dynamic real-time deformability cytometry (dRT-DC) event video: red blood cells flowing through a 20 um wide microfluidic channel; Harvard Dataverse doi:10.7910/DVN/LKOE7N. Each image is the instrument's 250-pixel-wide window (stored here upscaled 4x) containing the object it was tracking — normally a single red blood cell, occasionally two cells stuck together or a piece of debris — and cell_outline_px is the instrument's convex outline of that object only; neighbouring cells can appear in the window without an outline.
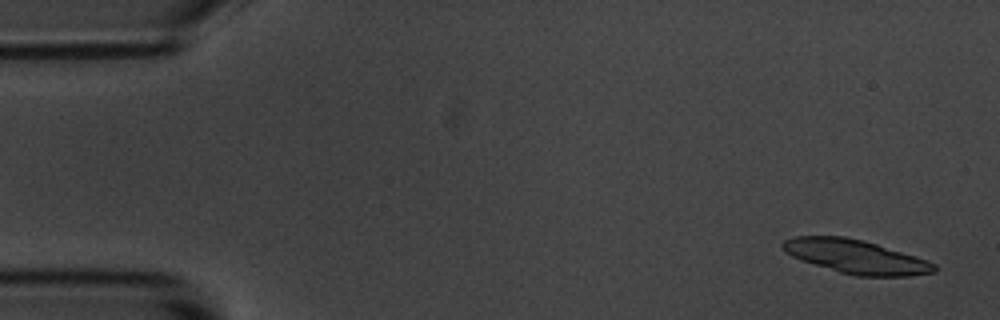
{"species": "common noctule bat (a hibernating species)", "species_latin": "Nyctalus noctula", "temperature_condition": "room temperature", "stored_images_in_passage": 57, "camera_frame_rate_fps": 3000, "um_per_image_px": 0.085, "animal": {"sex": "male", "body_mass_g": 20.1, "forearm_length_mm": 53.5}, "frame": {"image": 1, "passage_image": 3, "time_ms": 0.667, "image_size_px": [1000, 320], "cell_outline_px": [[936, 272], [908, 276], [856, 276], [840, 272], [800, 260], [784, 252], [780, 244], [784, 240], [796, 236], [844, 236], [864, 240], [916, 256], [936, 264]], "centroid_in_image_um": [72.73, 21.81], "position_along_channel_um": 12.3, "area_um2": 29.82}}
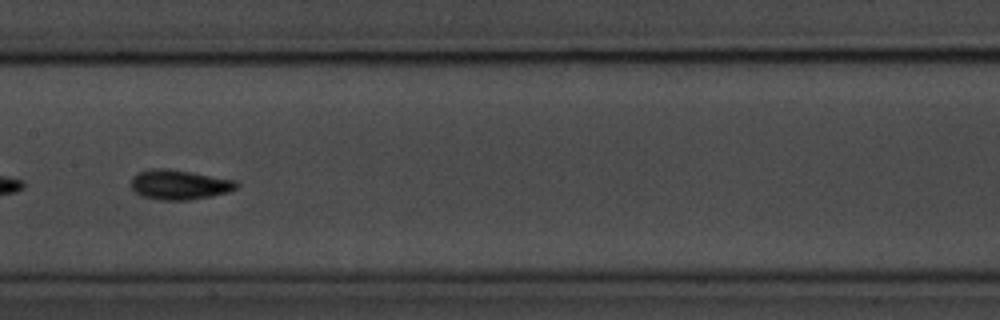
{"frame": {"image": 2, "passage_image": 28, "time_ms": 9.0, "image_size_px": [1000, 320], "cell_outline_px": [[240, 184], [236, 188], [228, 192], [212, 196], [188, 200], [160, 200], [140, 196], [132, 188], [132, 176], [136, 172], [148, 168], [168, 168], [236, 180]], "centroid_in_image_um": [15.22, 15.69], "position_along_channel_um": 192.2, "area_um2": 18.5}}
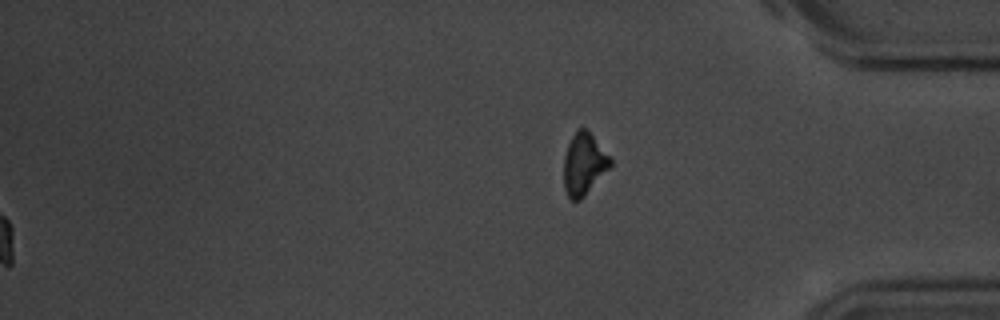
{"frame": {"image": 3, "passage_image": 57, "time_ms": 18.667, "image_size_px": [1000, 320], "cell_outline_px": [[612, 164], [584, 196], [580, 200], [572, 200], [568, 196], [564, 188], [564, 156], [568, 144], [576, 128], [584, 128], [612, 156]], "centroid_in_image_um": [49.63, 13.93], "position_along_channel_um": 385.6, "area_um2": 16.65}, "authors_computed_cell_mechanics": {"area_um2": 16.7042, "velocity_mm_per_s": 3.6423, "shape_relaxation_time_tau1_ms": 2.6989, "shape_relaxation_time_tau2_ms": 3.3782, "deformation_change_tau1": 0.1293, "deformation_change_tau2": 0.0814}}